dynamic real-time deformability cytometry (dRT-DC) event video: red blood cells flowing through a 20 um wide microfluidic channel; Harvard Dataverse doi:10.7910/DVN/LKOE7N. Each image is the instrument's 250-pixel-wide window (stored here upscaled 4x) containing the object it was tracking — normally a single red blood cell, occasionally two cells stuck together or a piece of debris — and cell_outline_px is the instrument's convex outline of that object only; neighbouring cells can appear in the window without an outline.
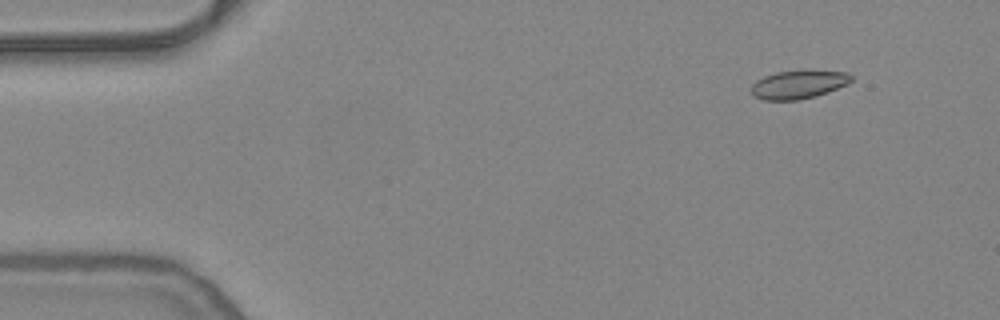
{"species": "common noctule bat (a hibernating species)", "species_latin": "Nyctalus noctula", "temperature_condition": "warm", "stored_images_in_passage": 54, "camera_frame_rate_fps": 3000, "um_per_image_px": 0.085, "animal": {"sex": "female", "body_mass_g": 24.6, "forearm_length_mm": 56.2}, "frame": {"image": 1, "passage_image": 6, "time_ms": 1.667, "image_size_px": [1000, 320], "cell_outline_px": [[852, 80], [848, 84], [828, 92], [816, 96], [800, 100], [764, 100], [752, 96], [752, 84], [756, 80], [764, 76], [776, 72], [848, 72], [852, 76]], "centroid_in_image_um": [67.84, 7.22], "position_along_channel_um": 17.2, "area_um2": 16.18}}
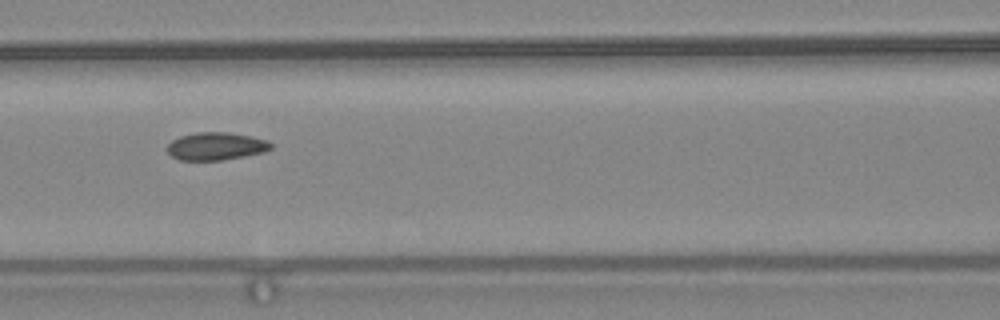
{"frame": {"image": 2, "passage_image": 24, "time_ms": 7.667, "image_size_px": [1000, 320], "cell_outline_px": [[272, 148], [264, 152], [244, 156], [220, 160], [180, 160], [172, 156], [168, 152], [168, 144], [172, 140], [180, 136], [196, 132], [228, 132], [252, 136], [268, 140], [272, 144]], "centroid_in_image_um": [18.38, 12.42], "position_along_channel_um": 148.2, "area_um2": 16.76}}
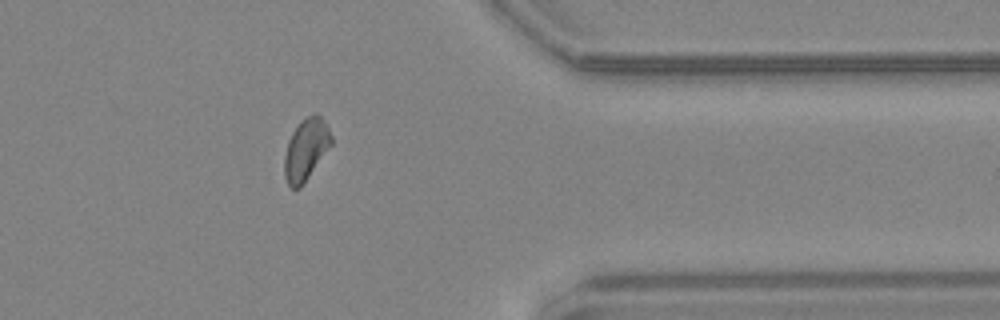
{"frame": {"image": 3, "passage_image": 44, "time_ms": 14.333, "image_size_px": [1000, 320], "cell_outline_px": [[332, 144], [300, 188], [292, 188], [288, 184], [284, 176], [284, 156], [288, 140], [292, 132], [300, 120], [316, 112], [324, 120], [332, 136]], "centroid_in_image_um": [25.99, 12.68], "position_along_channel_um": 385.4, "area_um2": 16.82}, "authors_computed_cell_mechanics": {"area_um2": 16.9065, "velocity_mm_per_s": 3.8174, "shape_relaxation_time_tau1_ms": null, "shape_relaxation_time_tau2_ms": 3.3617, "deformation_change_tau1": null, "deformation_change_tau2": 0.0611}}